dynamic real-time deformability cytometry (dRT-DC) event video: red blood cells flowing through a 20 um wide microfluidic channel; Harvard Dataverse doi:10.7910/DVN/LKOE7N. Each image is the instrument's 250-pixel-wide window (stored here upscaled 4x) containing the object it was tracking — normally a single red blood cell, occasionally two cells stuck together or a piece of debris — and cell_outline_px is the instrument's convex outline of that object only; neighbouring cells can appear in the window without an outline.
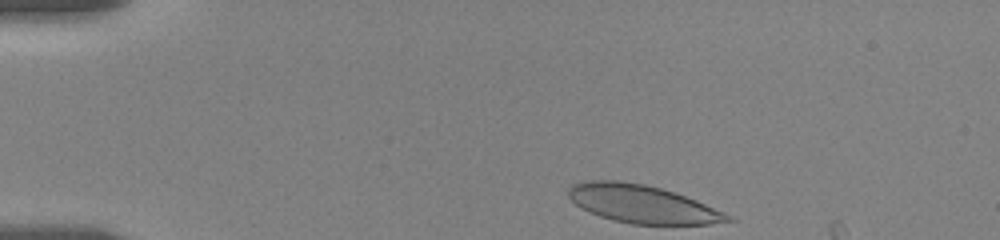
{"species": "human", "species_latin": "Homo sapiens", "temperature_condition": "room temperature", "stored_images_in_passage": 5, "camera_frame_rate_fps": 3000, "um_per_image_px": 0.085, "donor": {"sex": "female"}, "frame": {"image": 1, "passage_image": 1, "time_ms": 0.0, "image_size_px": [1000, 240], "cell_outline_px": [[736, 220], [708, 224], [632, 224], [612, 220], [600, 216], [576, 204], [568, 196], [568, 188], [572, 184], [584, 180], [616, 180], [644, 184], [660, 188], [696, 200], [732, 216]], "centroid_in_image_um": [54.57, 17.33], "position_along_channel_um": 30.4, "area_um2": 34.91}}